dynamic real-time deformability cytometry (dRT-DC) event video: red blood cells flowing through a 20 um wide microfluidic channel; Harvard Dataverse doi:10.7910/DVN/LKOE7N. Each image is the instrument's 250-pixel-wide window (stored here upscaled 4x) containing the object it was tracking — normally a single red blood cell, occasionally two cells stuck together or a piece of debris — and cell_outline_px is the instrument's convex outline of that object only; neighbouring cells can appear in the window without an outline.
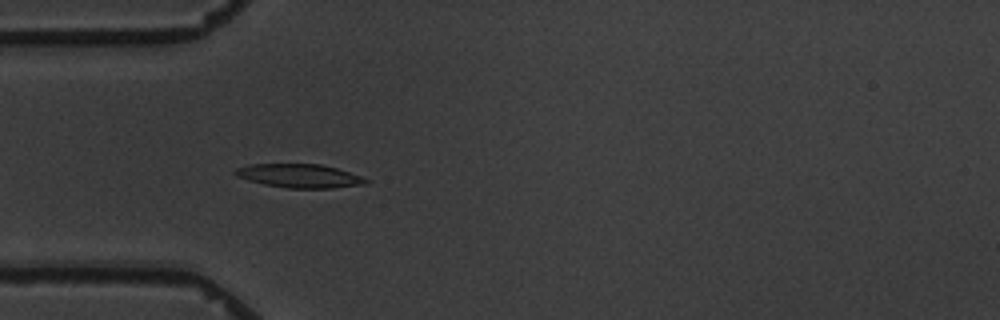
{"species": "common noctule bat (a hibernating species)", "species_latin": "Nyctalus noctula", "temperature_condition": "warm", "stored_images_in_passage": 11, "camera_frame_rate_fps": 3000, "um_per_image_px": 0.085, "animal": {"sex": "male", "body_mass_g": 19.5, "forearm_length_mm": 54.6}, "frame": {"image": 1, "passage_image": 5, "time_ms": 5.333, "image_size_px": [1000, 320], "cell_outline_px": [[372, 180], [368, 184], [332, 188], [288, 188], [264, 184], [248, 180], [236, 176], [232, 172], [236, 168], [252, 164], [320, 164], [336, 168]], "centroid_in_image_um": [25.47, 14.95], "position_along_channel_um": 59.5, "area_um2": 18.03}}
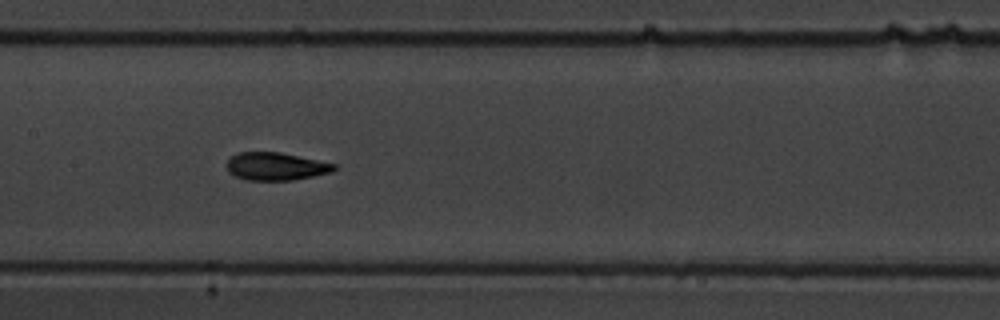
{"frame": {"image": 2, "passage_image": 8, "time_ms": 9.0, "image_size_px": [1000, 320], "cell_outline_px": [[336, 168], [332, 172], [292, 180], [244, 180], [228, 172], [224, 164], [236, 152], [280, 152], [336, 164]], "centroid_in_image_um": [23.39, 14.14], "position_along_channel_um": 184.0, "area_um2": 17.46}}
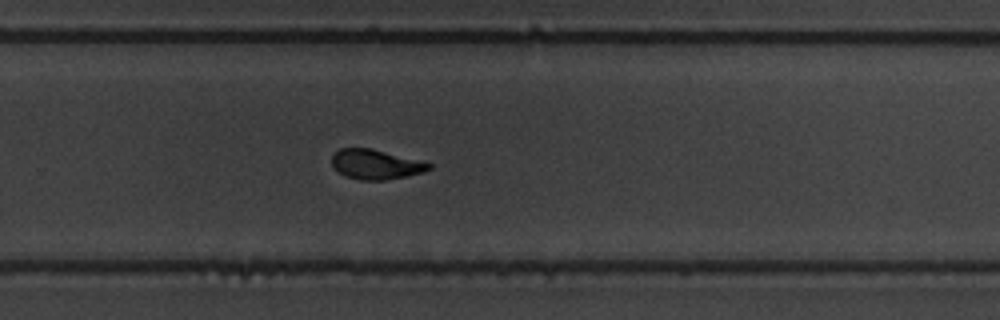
{"frame": {"image": 3, "passage_image": 11, "time_ms": 12.333, "image_size_px": [1000, 320], "cell_outline_px": [[432, 168], [424, 172], [384, 180], [360, 180], [344, 176], [332, 164], [332, 152], [340, 148], [372, 148], [424, 160], [432, 164]], "centroid_in_image_um": [31.97, 13.95], "position_along_channel_um": 297.8, "area_um2": 17.11}}